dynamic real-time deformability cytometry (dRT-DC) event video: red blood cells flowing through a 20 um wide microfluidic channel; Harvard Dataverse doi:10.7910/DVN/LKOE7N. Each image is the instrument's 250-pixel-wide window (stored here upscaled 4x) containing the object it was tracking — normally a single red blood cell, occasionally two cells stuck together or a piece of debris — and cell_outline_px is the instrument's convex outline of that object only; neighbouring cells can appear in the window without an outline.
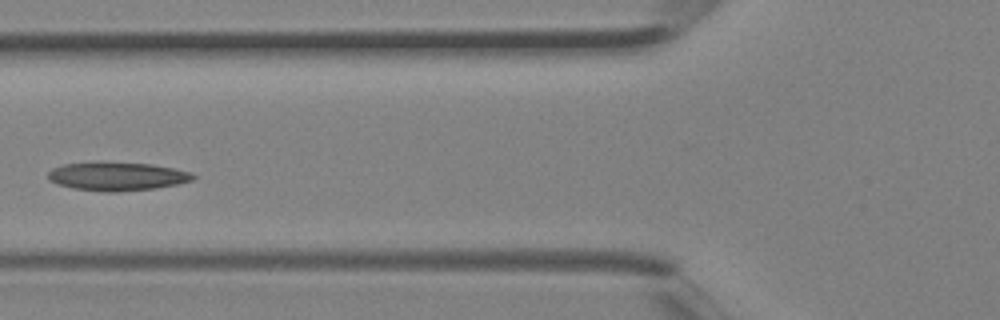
{"species": "Egyptian fruit bat (a non-hibernating species)", "species_latin": "Rousettus aegyptiacus", "temperature_condition": "room temperature", "stored_images_in_passage": 3, "camera_frame_rate_fps": 3000, "um_per_image_px": 0.085, "animal": {"sex": "female"}, "frame": {"image": 1, "passage_image": 3, "time_ms": 0.667, "image_size_px": [1000, 320], "cell_outline_px": [[196, 176], [192, 180], [176, 184], [156, 188], [116, 192], [104, 192], [72, 188], [56, 184], [48, 180], [48, 172], [52, 168], [64, 164], [100, 160], [152, 164], [192, 172]], "centroid_in_image_um": [9.9, 14.96], "position_along_channel_um": 115.9, "area_um2": 24.68}}